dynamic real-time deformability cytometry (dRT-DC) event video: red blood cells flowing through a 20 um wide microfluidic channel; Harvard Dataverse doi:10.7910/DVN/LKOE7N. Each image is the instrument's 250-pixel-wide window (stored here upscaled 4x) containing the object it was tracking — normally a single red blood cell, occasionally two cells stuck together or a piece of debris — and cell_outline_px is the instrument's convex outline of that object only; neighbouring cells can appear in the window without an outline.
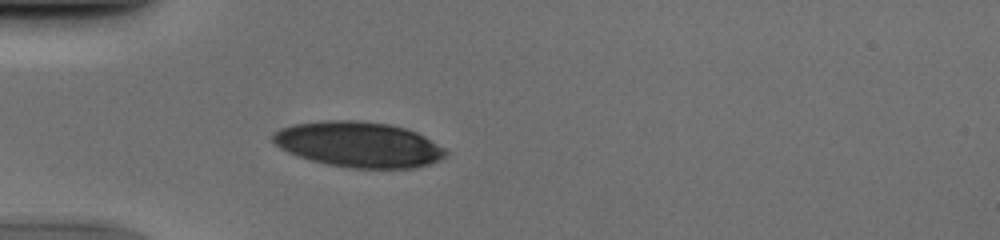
{"species": "human", "species_latin": "Homo sapiens", "temperature_condition": "cold", "stored_images_in_passage": 37, "camera_frame_rate_fps": 3000, "um_per_image_px": 0.085, "donor": {"sex": "male"}, "frame": {"image": 1, "passage_image": 1, "time_ms": 0.0, "image_size_px": [1000, 240], "cell_outline_px": [[448, 156], [440, 160], [428, 164], [412, 168], [352, 168], [328, 164], [312, 160], [288, 152], [280, 148], [272, 140], [272, 136], [280, 128], [292, 124], [324, 120], [360, 120], [388, 124], [408, 128], [424, 136], [444, 148], [448, 152]], "centroid_in_image_um": [30.51, 12.27], "position_along_channel_um": 54.5, "area_um2": 45.78}}
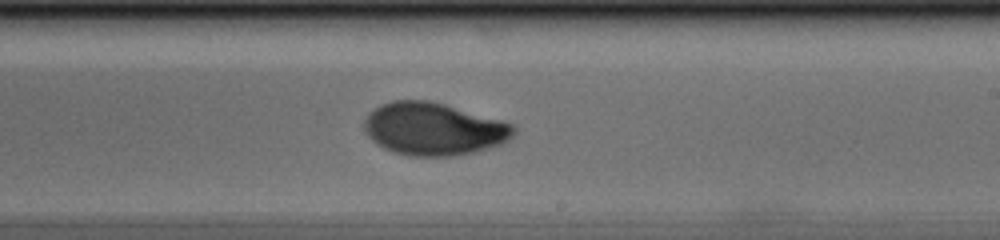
{"frame": {"image": 2, "passage_image": 17, "time_ms": 5.333, "image_size_px": [1000, 240], "cell_outline_px": [[516, 132], [504, 144], [476, 152], [452, 156], [408, 156], [392, 152], [376, 144], [364, 132], [364, 120], [368, 112], [380, 104], [392, 100], [428, 100], [444, 104], [504, 120], [512, 124], [516, 128]], "centroid_in_image_um": [36.86, 10.96], "position_along_channel_um": 252.1, "area_um2": 46.47}}
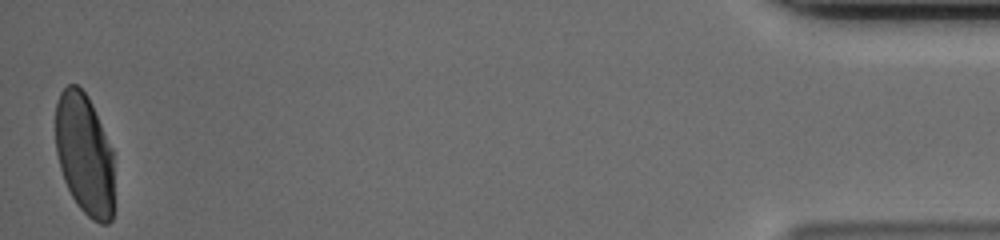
{"frame": {"image": 3, "passage_image": 37, "time_ms": 12.0, "image_size_px": [1000, 240], "cell_outline_px": [[112, 220], [108, 224], [100, 224], [92, 220], [76, 204], [64, 180], [60, 168], [56, 152], [56, 104], [60, 92], [68, 84], [76, 84], [88, 96], [92, 104], [112, 148]], "centroid_in_image_um": [7.17, 13.11], "position_along_channel_um": 428.0, "area_um2": 41.33}}